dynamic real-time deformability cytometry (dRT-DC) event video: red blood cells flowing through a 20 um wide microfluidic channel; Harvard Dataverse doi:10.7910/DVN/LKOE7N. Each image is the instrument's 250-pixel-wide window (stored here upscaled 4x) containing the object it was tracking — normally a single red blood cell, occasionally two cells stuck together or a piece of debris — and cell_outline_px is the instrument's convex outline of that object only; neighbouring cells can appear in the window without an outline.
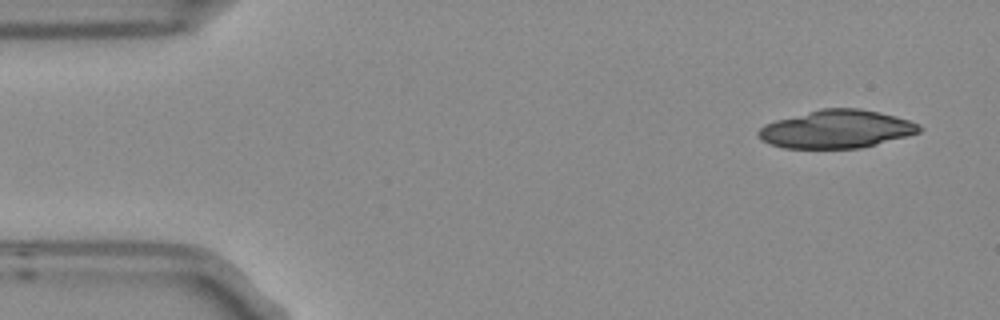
{"species": "Egyptian fruit bat (a non-hibernating species)", "species_latin": "Rousettus aegyptiacus", "temperature_condition": "room temperature", "stored_images_in_passage": 3, "camera_frame_rate_fps": 3000, "um_per_image_px": 0.085, "frame": {"image": 1, "passage_image": 1, "time_ms": 0.0, "image_size_px": [1000, 320], "cell_outline_px": [[924, 128], [920, 132], [876, 144], [860, 148], [784, 148], [768, 144], [760, 140], [756, 132], [764, 124], [776, 120], [820, 108], [860, 108], [880, 112], [896, 116], [920, 124]], "centroid_in_image_um": [71.08, 10.97], "position_along_channel_um": 13.9, "area_um2": 35.84}}